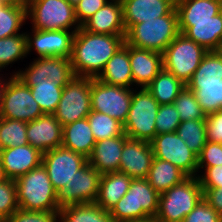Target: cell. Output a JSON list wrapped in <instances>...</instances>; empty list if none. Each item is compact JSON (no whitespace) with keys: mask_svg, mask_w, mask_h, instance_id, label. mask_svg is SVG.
<instances>
[{"mask_svg":"<svg viewBox=\"0 0 222 222\" xmlns=\"http://www.w3.org/2000/svg\"><path fill=\"white\" fill-rule=\"evenodd\" d=\"M222 216L203 198L182 222H220Z\"/></svg>","mask_w":222,"mask_h":222,"instance_id":"45","label":"cell"},{"mask_svg":"<svg viewBox=\"0 0 222 222\" xmlns=\"http://www.w3.org/2000/svg\"><path fill=\"white\" fill-rule=\"evenodd\" d=\"M26 21L27 7L2 5L0 7V39L21 34L20 29Z\"/></svg>","mask_w":222,"mask_h":222,"instance_id":"38","label":"cell"},{"mask_svg":"<svg viewBox=\"0 0 222 222\" xmlns=\"http://www.w3.org/2000/svg\"><path fill=\"white\" fill-rule=\"evenodd\" d=\"M179 34L178 14L174 7L167 15L132 25L126 31L125 43L163 53Z\"/></svg>","mask_w":222,"mask_h":222,"instance_id":"2","label":"cell"},{"mask_svg":"<svg viewBox=\"0 0 222 222\" xmlns=\"http://www.w3.org/2000/svg\"><path fill=\"white\" fill-rule=\"evenodd\" d=\"M175 8L178 22L210 21L222 11V0H180Z\"/></svg>","mask_w":222,"mask_h":222,"instance_id":"28","label":"cell"},{"mask_svg":"<svg viewBox=\"0 0 222 222\" xmlns=\"http://www.w3.org/2000/svg\"><path fill=\"white\" fill-rule=\"evenodd\" d=\"M25 85L60 86L65 87L74 77L71 59L66 57H39L23 71L12 74Z\"/></svg>","mask_w":222,"mask_h":222,"instance_id":"7","label":"cell"},{"mask_svg":"<svg viewBox=\"0 0 222 222\" xmlns=\"http://www.w3.org/2000/svg\"><path fill=\"white\" fill-rule=\"evenodd\" d=\"M203 199L222 216V188H202Z\"/></svg>","mask_w":222,"mask_h":222,"instance_id":"49","label":"cell"},{"mask_svg":"<svg viewBox=\"0 0 222 222\" xmlns=\"http://www.w3.org/2000/svg\"><path fill=\"white\" fill-rule=\"evenodd\" d=\"M19 208L33 211H59L57 191L41 164L15 180Z\"/></svg>","mask_w":222,"mask_h":222,"instance_id":"4","label":"cell"},{"mask_svg":"<svg viewBox=\"0 0 222 222\" xmlns=\"http://www.w3.org/2000/svg\"><path fill=\"white\" fill-rule=\"evenodd\" d=\"M87 163L86 157L62 145L42 154V165L57 192Z\"/></svg>","mask_w":222,"mask_h":222,"instance_id":"14","label":"cell"},{"mask_svg":"<svg viewBox=\"0 0 222 222\" xmlns=\"http://www.w3.org/2000/svg\"><path fill=\"white\" fill-rule=\"evenodd\" d=\"M202 198L198 176L187 177L159 195L156 218L160 222H182Z\"/></svg>","mask_w":222,"mask_h":222,"instance_id":"5","label":"cell"},{"mask_svg":"<svg viewBox=\"0 0 222 222\" xmlns=\"http://www.w3.org/2000/svg\"><path fill=\"white\" fill-rule=\"evenodd\" d=\"M59 222H115L110 212L96 203H81L59 209Z\"/></svg>","mask_w":222,"mask_h":222,"instance_id":"30","label":"cell"},{"mask_svg":"<svg viewBox=\"0 0 222 222\" xmlns=\"http://www.w3.org/2000/svg\"><path fill=\"white\" fill-rule=\"evenodd\" d=\"M126 31L134 24L167 15L174 7L172 0H120Z\"/></svg>","mask_w":222,"mask_h":222,"instance_id":"22","label":"cell"},{"mask_svg":"<svg viewBox=\"0 0 222 222\" xmlns=\"http://www.w3.org/2000/svg\"><path fill=\"white\" fill-rule=\"evenodd\" d=\"M186 87L195 94L206 116L222 109V79L219 82H188Z\"/></svg>","mask_w":222,"mask_h":222,"instance_id":"32","label":"cell"},{"mask_svg":"<svg viewBox=\"0 0 222 222\" xmlns=\"http://www.w3.org/2000/svg\"><path fill=\"white\" fill-rule=\"evenodd\" d=\"M173 104L179 113L181 122L205 119L206 117L196 100L195 94L186 86L179 93Z\"/></svg>","mask_w":222,"mask_h":222,"instance_id":"39","label":"cell"},{"mask_svg":"<svg viewBox=\"0 0 222 222\" xmlns=\"http://www.w3.org/2000/svg\"><path fill=\"white\" fill-rule=\"evenodd\" d=\"M129 59L133 86L138 88H146L163 69V55L157 51L129 46Z\"/></svg>","mask_w":222,"mask_h":222,"instance_id":"21","label":"cell"},{"mask_svg":"<svg viewBox=\"0 0 222 222\" xmlns=\"http://www.w3.org/2000/svg\"><path fill=\"white\" fill-rule=\"evenodd\" d=\"M125 43V36L95 34L80 27L72 41L71 65L75 76L97 78Z\"/></svg>","mask_w":222,"mask_h":222,"instance_id":"1","label":"cell"},{"mask_svg":"<svg viewBox=\"0 0 222 222\" xmlns=\"http://www.w3.org/2000/svg\"><path fill=\"white\" fill-rule=\"evenodd\" d=\"M32 36L26 32L27 54L35 49L39 57H66L72 54L74 32L68 30H34Z\"/></svg>","mask_w":222,"mask_h":222,"instance_id":"16","label":"cell"},{"mask_svg":"<svg viewBox=\"0 0 222 222\" xmlns=\"http://www.w3.org/2000/svg\"><path fill=\"white\" fill-rule=\"evenodd\" d=\"M19 208L16 182L13 179L0 180V216L6 221Z\"/></svg>","mask_w":222,"mask_h":222,"instance_id":"41","label":"cell"},{"mask_svg":"<svg viewBox=\"0 0 222 222\" xmlns=\"http://www.w3.org/2000/svg\"><path fill=\"white\" fill-rule=\"evenodd\" d=\"M42 154L29 144L0 149V168L3 178L16 180L39 167L42 164Z\"/></svg>","mask_w":222,"mask_h":222,"instance_id":"17","label":"cell"},{"mask_svg":"<svg viewBox=\"0 0 222 222\" xmlns=\"http://www.w3.org/2000/svg\"><path fill=\"white\" fill-rule=\"evenodd\" d=\"M128 136L123 135L97 141L89 155L88 163L101 174L118 172L121 153Z\"/></svg>","mask_w":222,"mask_h":222,"instance_id":"24","label":"cell"},{"mask_svg":"<svg viewBox=\"0 0 222 222\" xmlns=\"http://www.w3.org/2000/svg\"><path fill=\"white\" fill-rule=\"evenodd\" d=\"M43 114L30 87L11 75L3 93L0 117L28 123Z\"/></svg>","mask_w":222,"mask_h":222,"instance_id":"12","label":"cell"},{"mask_svg":"<svg viewBox=\"0 0 222 222\" xmlns=\"http://www.w3.org/2000/svg\"><path fill=\"white\" fill-rule=\"evenodd\" d=\"M7 80H9V79L7 78L5 80V78L2 79V76L0 77V109H1V105H2L3 93H4V90H5V87H6L7 83H8Z\"/></svg>","mask_w":222,"mask_h":222,"instance_id":"51","label":"cell"},{"mask_svg":"<svg viewBox=\"0 0 222 222\" xmlns=\"http://www.w3.org/2000/svg\"><path fill=\"white\" fill-rule=\"evenodd\" d=\"M180 123L179 113L173 103L159 105L155 119L156 135L176 132Z\"/></svg>","mask_w":222,"mask_h":222,"instance_id":"42","label":"cell"},{"mask_svg":"<svg viewBox=\"0 0 222 222\" xmlns=\"http://www.w3.org/2000/svg\"><path fill=\"white\" fill-rule=\"evenodd\" d=\"M153 159L150 142L128 138L123 145L119 172L132 179L147 178Z\"/></svg>","mask_w":222,"mask_h":222,"instance_id":"18","label":"cell"},{"mask_svg":"<svg viewBox=\"0 0 222 222\" xmlns=\"http://www.w3.org/2000/svg\"><path fill=\"white\" fill-rule=\"evenodd\" d=\"M197 176L202 188H222V165L207 167Z\"/></svg>","mask_w":222,"mask_h":222,"instance_id":"48","label":"cell"},{"mask_svg":"<svg viewBox=\"0 0 222 222\" xmlns=\"http://www.w3.org/2000/svg\"><path fill=\"white\" fill-rule=\"evenodd\" d=\"M133 89L130 109L123 128L130 139L151 142L155 135V119L159 103L146 88ZM137 92V93H136Z\"/></svg>","mask_w":222,"mask_h":222,"instance_id":"9","label":"cell"},{"mask_svg":"<svg viewBox=\"0 0 222 222\" xmlns=\"http://www.w3.org/2000/svg\"><path fill=\"white\" fill-rule=\"evenodd\" d=\"M3 179L2 173H1V168H0V180Z\"/></svg>","mask_w":222,"mask_h":222,"instance_id":"54","label":"cell"},{"mask_svg":"<svg viewBox=\"0 0 222 222\" xmlns=\"http://www.w3.org/2000/svg\"><path fill=\"white\" fill-rule=\"evenodd\" d=\"M27 55L26 32L0 39V72Z\"/></svg>","mask_w":222,"mask_h":222,"instance_id":"34","label":"cell"},{"mask_svg":"<svg viewBox=\"0 0 222 222\" xmlns=\"http://www.w3.org/2000/svg\"><path fill=\"white\" fill-rule=\"evenodd\" d=\"M101 173L87 163L75 173L64 188L57 192L59 208L81 203H95L99 193Z\"/></svg>","mask_w":222,"mask_h":222,"instance_id":"15","label":"cell"},{"mask_svg":"<svg viewBox=\"0 0 222 222\" xmlns=\"http://www.w3.org/2000/svg\"><path fill=\"white\" fill-rule=\"evenodd\" d=\"M29 18L34 30H71L75 33L81 27L74 6L67 0H28Z\"/></svg>","mask_w":222,"mask_h":222,"instance_id":"6","label":"cell"},{"mask_svg":"<svg viewBox=\"0 0 222 222\" xmlns=\"http://www.w3.org/2000/svg\"><path fill=\"white\" fill-rule=\"evenodd\" d=\"M159 194L147 178L132 179L128 192L109 211L115 222H134L156 217Z\"/></svg>","mask_w":222,"mask_h":222,"instance_id":"3","label":"cell"},{"mask_svg":"<svg viewBox=\"0 0 222 222\" xmlns=\"http://www.w3.org/2000/svg\"><path fill=\"white\" fill-rule=\"evenodd\" d=\"M0 222H5V220L0 216Z\"/></svg>","mask_w":222,"mask_h":222,"instance_id":"55","label":"cell"},{"mask_svg":"<svg viewBox=\"0 0 222 222\" xmlns=\"http://www.w3.org/2000/svg\"><path fill=\"white\" fill-rule=\"evenodd\" d=\"M110 0H80L75 6V16L81 26Z\"/></svg>","mask_w":222,"mask_h":222,"instance_id":"46","label":"cell"},{"mask_svg":"<svg viewBox=\"0 0 222 222\" xmlns=\"http://www.w3.org/2000/svg\"><path fill=\"white\" fill-rule=\"evenodd\" d=\"M64 87L60 86H39L30 87L31 93L40 109L45 114H53L61 99Z\"/></svg>","mask_w":222,"mask_h":222,"instance_id":"40","label":"cell"},{"mask_svg":"<svg viewBox=\"0 0 222 222\" xmlns=\"http://www.w3.org/2000/svg\"><path fill=\"white\" fill-rule=\"evenodd\" d=\"M217 165H222V143L207 141L201 153L198 155L197 172L199 173L207 167Z\"/></svg>","mask_w":222,"mask_h":222,"instance_id":"44","label":"cell"},{"mask_svg":"<svg viewBox=\"0 0 222 222\" xmlns=\"http://www.w3.org/2000/svg\"><path fill=\"white\" fill-rule=\"evenodd\" d=\"M134 222H160L156 217H150L144 220H137Z\"/></svg>","mask_w":222,"mask_h":222,"instance_id":"52","label":"cell"},{"mask_svg":"<svg viewBox=\"0 0 222 222\" xmlns=\"http://www.w3.org/2000/svg\"><path fill=\"white\" fill-rule=\"evenodd\" d=\"M91 77L75 76L64 88L55 118L62 126L87 118L91 113Z\"/></svg>","mask_w":222,"mask_h":222,"instance_id":"10","label":"cell"},{"mask_svg":"<svg viewBox=\"0 0 222 222\" xmlns=\"http://www.w3.org/2000/svg\"><path fill=\"white\" fill-rule=\"evenodd\" d=\"M59 211H33L18 208L5 222H58Z\"/></svg>","mask_w":222,"mask_h":222,"instance_id":"43","label":"cell"},{"mask_svg":"<svg viewBox=\"0 0 222 222\" xmlns=\"http://www.w3.org/2000/svg\"><path fill=\"white\" fill-rule=\"evenodd\" d=\"M178 23L180 33L207 51L222 50V11L210 21Z\"/></svg>","mask_w":222,"mask_h":222,"instance_id":"23","label":"cell"},{"mask_svg":"<svg viewBox=\"0 0 222 222\" xmlns=\"http://www.w3.org/2000/svg\"><path fill=\"white\" fill-rule=\"evenodd\" d=\"M97 79L108 85L126 88L133 87L131 86L133 85V79L128 44L124 43V45L116 51Z\"/></svg>","mask_w":222,"mask_h":222,"instance_id":"25","label":"cell"},{"mask_svg":"<svg viewBox=\"0 0 222 222\" xmlns=\"http://www.w3.org/2000/svg\"><path fill=\"white\" fill-rule=\"evenodd\" d=\"M208 51L180 33L165 49L163 68L187 84Z\"/></svg>","mask_w":222,"mask_h":222,"instance_id":"8","label":"cell"},{"mask_svg":"<svg viewBox=\"0 0 222 222\" xmlns=\"http://www.w3.org/2000/svg\"><path fill=\"white\" fill-rule=\"evenodd\" d=\"M87 119L96 142L124 134L123 124L109 115L91 111Z\"/></svg>","mask_w":222,"mask_h":222,"instance_id":"35","label":"cell"},{"mask_svg":"<svg viewBox=\"0 0 222 222\" xmlns=\"http://www.w3.org/2000/svg\"><path fill=\"white\" fill-rule=\"evenodd\" d=\"M27 122L0 117V149L28 144Z\"/></svg>","mask_w":222,"mask_h":222,"instance_id":"36","label":"cell"},{"mask_svg":"<svg viewBox=\"0 0 222 222\" xmlns=\"http://www.w3.org/2000/svg\"><path fill=\"white\" fill-rule=\"evenodd\" d=\"M131 181L130 176L119 171L102 174L95 203L110 211L128 192Z\"/></svg>","mask_w":222,"mask_h":222,"instance_id":"26","label":"cell"},{"mask_svg":"<svg viewBox=\"0 0 222 222\" xmlns=\"http://www.w3.org/2000/svg\"><path fill=\"white\" fill-rule=\"evenodd\" d=\"M81 27L91 33L125 36L122 3L120 0H110Z\"/></svg>","mask_w":222,"mask_h":222,"instance_id":"20","label":"cell"},{"mask_svg":"<svg viewBox=\"0 0 222 222\" xmlns=\"http://www.w3.org/2000/svg\"><path fill=\"white\" fill-rule=\"evenodd\" d=\"M96 143L87 118L63 126L62 146L88 158Z\"/></svg>","mask_w":222,"mask_h":222,"instance_id":"27","label":"cell"},{"mask_svg":"<svg viewBox=\"0 0 222 222\" xmlns=\"http://www.w3.org/2000/svg\"><path fill=\"white\" fill-rule=\"evenodd\" d=\"M71 5L75 6L80 0H67Z\"/></svg>","mask_w":222,"mask_h":222,"instance_id":"53","label":"cell"},{"mask_svg":"<svg viewBox=\"0 0 222 222\" xmlns=\"http://www.w3.org/2000/svg\"><path fill=\"white\" fill-rule=\"evenodd\" d=\"M63 126L53 114H43L27 123L28 144L41 153L62 145Z\"/></svg>","mask_w":222,"mask_h":222,"instance_id":"19","label":"cell"},{"mask_svg":"<svg viewBox=\"0 0 222 222\" xmlns=\"http://www.w3.org/2000/svg\"><path fill=\"white\" fill-rule=\"evenodd\" d=\"M186 178L187 176L170 162L154 157L147 180L160 195Z\"/></svg>","mask_w":222,"mask_h":222,"instance_id":"29","label":"cell"},{"mask_svg":"<svg viewBox=\"0 0 222 222\" xmlns=\"http://www.w3.org/2000/svg\"><path fill=\"white\" fill-rule=\"evenodd\" d=\"M176 133L193 152L199 155L207 142L206 120L183 121L178 126Z\"/></svg>","mask_w":222,"mask_h":222,"instance_id":"33","label":"cell"},{"mask_svg":"<svg viewBox=\"0 0 222 222\" xmlns=\"http://www.w3.org/2000/svg\"><path fill=\"white\" fill-rule=\"evenodd\" d=\"M186 85L164 68L151 81L146 89L159 105L174 103L179 93Z\"/></svg>","mask_w":222,"mask_h":222,"instance_id":"31","label":"cell"},{"mask_svg":"<svg viewBox=\"0 0 222 222\" xmlns=\"http://www.w3.org/2000/svg\"><path fill=\"white\" fill-rule=\"evenodd\" d=\"M207 141L222 143V109L205 117Z\"/></svg>","mask_w":222,"mask_h":222,"instance_id":"47","label":"cell"},{"mask_svg":"<svg viewBox=\"0 0 222 222\" xmlns=\"http://www.w3.org/2000/svg\"><path fill=\"white\" fill-rule=\"evenodd\" d=\"M150 143L155 158L170 162L187 177L198 175V155L185 144L176 132L155 135Z\"/></svg>","mask_w":222,"mask_h":222,"instance_id":"13","label":"cell"},{"mask_svg":"<svg viewBox=\"0 0 222 222\" xmlns=\"http://www.w3.org/2000/svg\"><path fill=\"white\" fill-rule=\"evenodd\" d=\"M27 1L28 0H0V3L13 7H27Z\"/></svg>","mask_w":222,"mask_h":222,"instance_id":"50","label":"cell"},{"mask_svg":"<svg viewBox=\"0 0 222 222\" xmlns=\"http://www.w3.org/2000/svg\"><path fill=\"white\" fill-rule=\"evenodd\" d=\"M134 88L108 85L91 78V111L101 112L123 125L127 120Z\"/></svg>","mask_w":222,"mask_h":222,"instance_id":"11","label":"cell"},{"mask_svg":"<svg viewBox=\"0 0 222 222\" xmlns=\"http://www.w3.org/2000/svg\"><path fill=\"white\" fill-rule=\"evenodd\" d=\"M222 79V50L208 51L189 82H219Z\"/></svg>","mask_w":222,"mask_h":222,"instance_id":"37","label":"cell"}]
</instances>
